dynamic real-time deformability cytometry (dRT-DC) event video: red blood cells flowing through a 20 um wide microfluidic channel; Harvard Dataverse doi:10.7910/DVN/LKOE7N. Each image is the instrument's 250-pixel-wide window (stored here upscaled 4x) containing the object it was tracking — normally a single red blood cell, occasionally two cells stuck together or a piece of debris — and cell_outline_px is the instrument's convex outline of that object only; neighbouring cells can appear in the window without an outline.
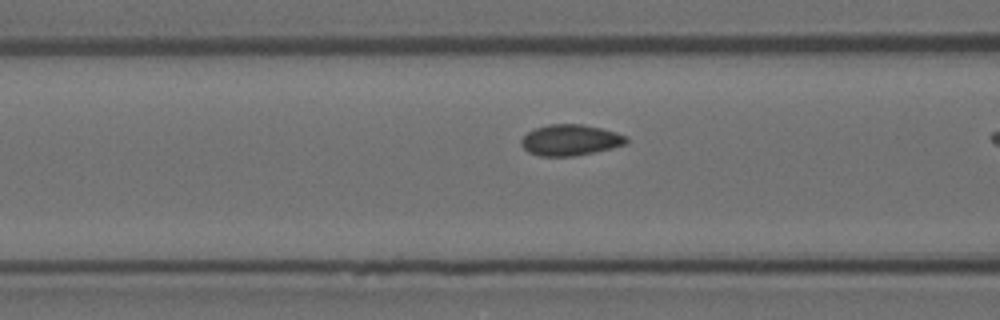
{"species": "Egyptian fruit bat (a non-hibernating species)", "species_latin": "Rousettus aegyptiacus", "temperature_condition": "room temperature", "stored_images_in_passage": 11, "camera_frame_rate_fps": 3000, "um_per_image_px": 0.085, "animal": {"sex": "female"}, "frame": {"image": 1, "passage_image": 10, "time_ms": 3.0, "image_size_px": [1000, 320], "cell_outline_px": [[628, 140], [624, 144], [612, 148], [572, 156], [540, 156], [528, 152], [520, 144], [520, 140], [528, 132], [536, 128], [548, 124], [584, 124], [616, 132], [628, 136]], "centroid_in_image_um": [48.46, 11.9], "position_along_channel_um": 118.1, "area_um2": 18.9}}